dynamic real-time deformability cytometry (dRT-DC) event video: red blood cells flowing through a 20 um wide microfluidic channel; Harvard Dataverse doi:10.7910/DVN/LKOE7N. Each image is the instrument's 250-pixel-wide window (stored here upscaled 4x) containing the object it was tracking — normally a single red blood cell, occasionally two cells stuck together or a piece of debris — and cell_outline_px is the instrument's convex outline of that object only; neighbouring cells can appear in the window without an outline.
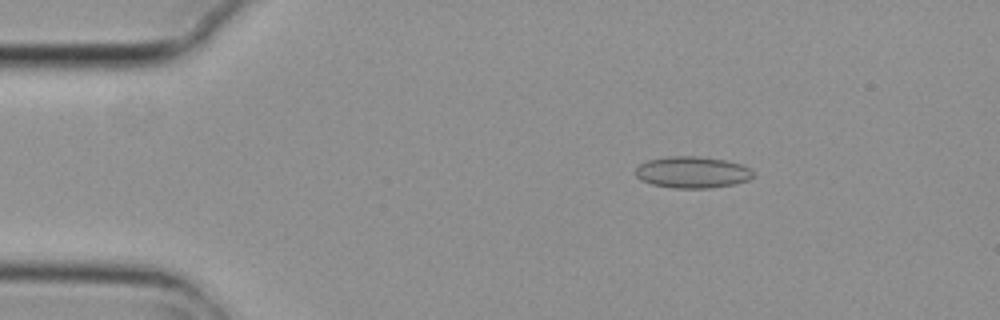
{"species": "common noctule bat (a hibernating species)", "species_latin": "Nyctalus noctula", "temperature_condition": "cold", "stored_images_in_passage": 5, "camera_frame_rate_fps": 3000, "um_per_image_px": 0.085, "animal": {"sex": "female", "body_mass_g": 29.2, "forearm_length_mm": 56.3}, "frame": {"image": 1, "passage_image": 3, "time_ms": 0.667, "image_size_px": [1000, 320], "cell_outline_px": [[752, 176], [748, 180], [732, 184], [708, 188], [676, 188], [652, 184], [640, 180], [636, 176], [636, 168], [640, 164], [648, 160], [668, 156], [700, 156], [724, 160], [740, 164], [748, 168], [752, 172]], "centroid_in_image_um": [58.8, 14.63], "position_along_channel_um": 26.2, "area_um2": 21.39}}